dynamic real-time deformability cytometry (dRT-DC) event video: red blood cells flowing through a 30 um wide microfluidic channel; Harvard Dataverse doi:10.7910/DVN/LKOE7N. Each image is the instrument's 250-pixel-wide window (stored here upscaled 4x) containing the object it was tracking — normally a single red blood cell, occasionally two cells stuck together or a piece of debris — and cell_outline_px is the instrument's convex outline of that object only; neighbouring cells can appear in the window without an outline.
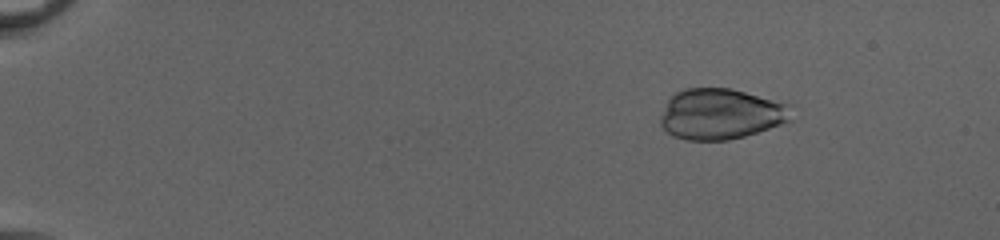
{"species": "common noctule bat (a hibernating species)", "species_latin": "Nyctalus noctula", "temperature_condition": "cold", "stored_images_in_passage": 52, "camera_frame_rate_fps": 3000, "um_per_image_px": 0.085, "animal": {"sex": "female", "body_mass_g": 20.0, "forearm_length_mm": 54.0}, "frame": {"image": 1, "passage_image": 8, "time_ms": 2.333, "image_size_px": [1000, 240], "cell_outline_px": [[792, 120], [744, 136], [728, 140], [688, 140], [672, 136], [660, 124], [660, 116], [668, 100], [676, 92], [684, 88], [732, 88], [792, 104]], "centroid_in_image_um": [61.29, 9.68], "position_along_channel_um": 23.7, "area_um2": 38.9}}